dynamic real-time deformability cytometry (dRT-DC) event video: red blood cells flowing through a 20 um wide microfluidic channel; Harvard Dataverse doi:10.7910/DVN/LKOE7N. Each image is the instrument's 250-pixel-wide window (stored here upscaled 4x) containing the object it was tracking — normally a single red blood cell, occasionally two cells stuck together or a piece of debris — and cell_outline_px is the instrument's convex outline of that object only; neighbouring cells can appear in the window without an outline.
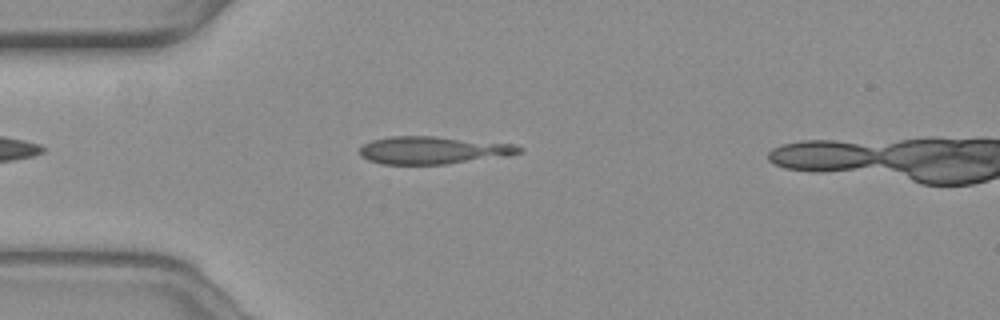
{"species": "common noctule bat (a hibernating species)", "species_latin": "Nyctalus noctula", "temperature_condition": "warm", "stored_images_in_passage": 8, "camera_frame_rate_fps": 3000, "um_per_image_px": 0.085, "animal": {"sex": "female", "body_mass_g": 19.3, "forearm_length_mm": 54.1}, "frame": {"image": 1, "passage_image": 7, "time_ms": 2.0, "image_size_px": [1000, 320], "cell_outline_px": [[524, 148], [520, 152], [508, 156], [444, 164], [380, 164], [368, 160], [360, 156], [360, 148], [364, 144], [372, 140], [392, 136], [432, 136], [512, 144]], "centroid_in_image_um": [36.78, 12.77], "position_along_channel_um": 48.2, "area_um2": 25.43}}